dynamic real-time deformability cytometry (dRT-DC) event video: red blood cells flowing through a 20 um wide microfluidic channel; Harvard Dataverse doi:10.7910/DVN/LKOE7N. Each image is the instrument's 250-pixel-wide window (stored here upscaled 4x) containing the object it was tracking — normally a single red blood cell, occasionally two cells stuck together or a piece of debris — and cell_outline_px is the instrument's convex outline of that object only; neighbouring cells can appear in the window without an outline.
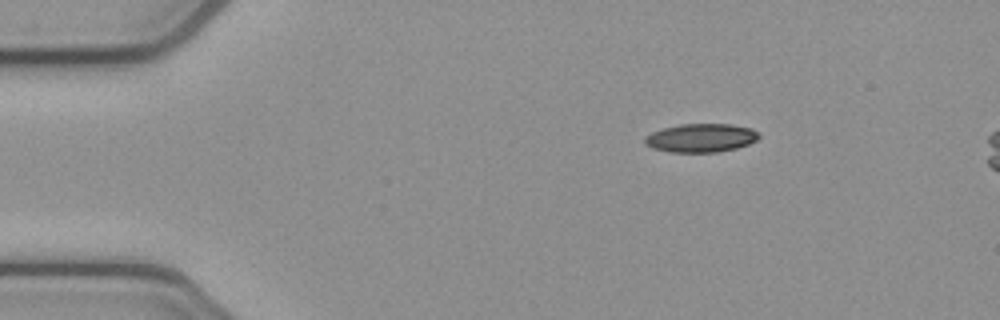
{"species": "common noctule bat (a hibernating species)", "species_latin": "Nyctalus noctula", "temperature_condition": "cold", "stored_images_in_passage": 4, "camera_frame_rate_fps": 3000, "um_per_image_px": 0.085, "animal": {"sex": "female", "body_mass_g": 21.9}, "frame": {"image": 1, "passage_image": 1, "time_ms": 0.0, "image_size_px": [1000, 320], "cell_outline_px": [[760, 136], [756, 140], [748, 144], [736, 148], [716, 152], [672, 152], [652, 148], [644, 144], [644, 136], [652, 132], [664, 128], [680, 124], [732, 124], [752, 128], [760, 132]], "centroid_in_image_um": [59.59, 11.71], "position_along_channel_um": 25.4, "area_um2": 19.07}}